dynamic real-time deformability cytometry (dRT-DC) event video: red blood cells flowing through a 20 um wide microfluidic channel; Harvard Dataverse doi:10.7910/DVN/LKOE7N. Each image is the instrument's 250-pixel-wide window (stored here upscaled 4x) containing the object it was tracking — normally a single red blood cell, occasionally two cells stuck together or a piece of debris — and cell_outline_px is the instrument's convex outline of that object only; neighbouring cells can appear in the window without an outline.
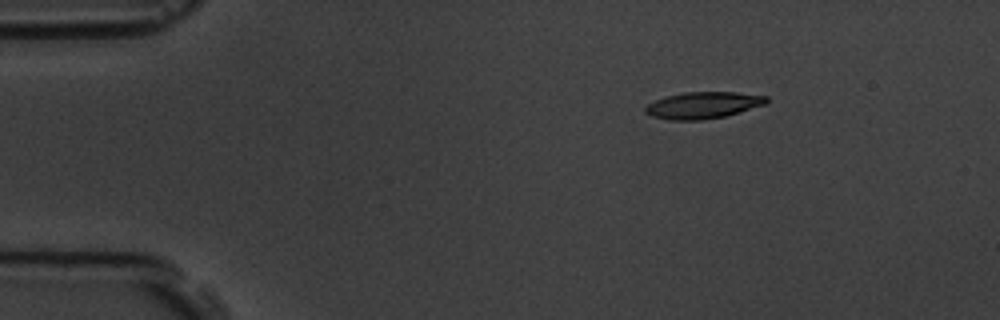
{"species": "common noctule bat (a hibernating species)", "species_latin": "Nyctalus noctula", "temperature_condition": "room temperature", "stored_images_in_passage": 3, "camera_frame_rate_fps": 3000, "um_per_image_px": 0.085, "animal": {"sex": "male", "body_mass_g": 19.5, "forearm_length_mm": 54.6}, "frame": {"image": 1, "passage_image": 1, "time_ms": 0.0, "image_size_px": [1000, 320], "cell_outline_px": [[768, 100], [764, 104], [724, 116], [700, 120], [668, 120], [652, 116], [644, 112], [644, 108], [648, 104], [656, 100], [668, 96], [684, 92], [736, 92], [768, 96]], "centroid_in_image_um": [59.73, 8.94], "position_along_channel_um": 25.3, "area_um2": 18.55}}
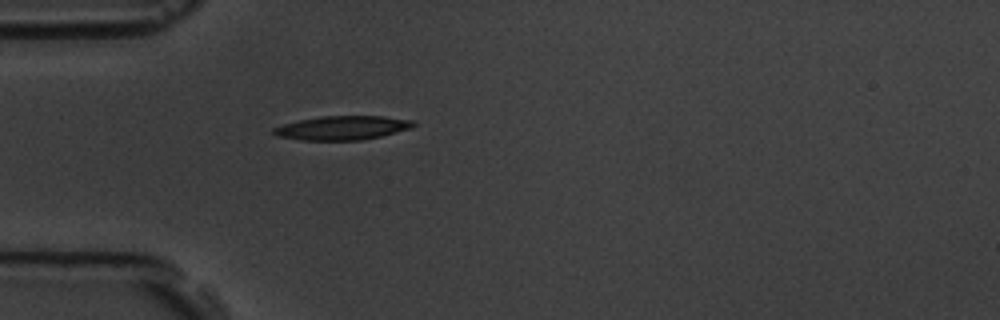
{"frame": {"image": 2, "passage_image": 3, "time_ms": 2.667, "image_size_px": [1000, 320], "cell_outline_px": [[416, 124], [412, 128], [380, 136], [360, 140], [300, 140], [276, 136], [272, 132], [272, 128], [284, 124], [300, 120], [320, 116], [384, 116], [416, 120]], "centroid_in_image_um": [29.12, 10.86], "position_along_channel_um": 55.9, "area_um2": 19.59}}